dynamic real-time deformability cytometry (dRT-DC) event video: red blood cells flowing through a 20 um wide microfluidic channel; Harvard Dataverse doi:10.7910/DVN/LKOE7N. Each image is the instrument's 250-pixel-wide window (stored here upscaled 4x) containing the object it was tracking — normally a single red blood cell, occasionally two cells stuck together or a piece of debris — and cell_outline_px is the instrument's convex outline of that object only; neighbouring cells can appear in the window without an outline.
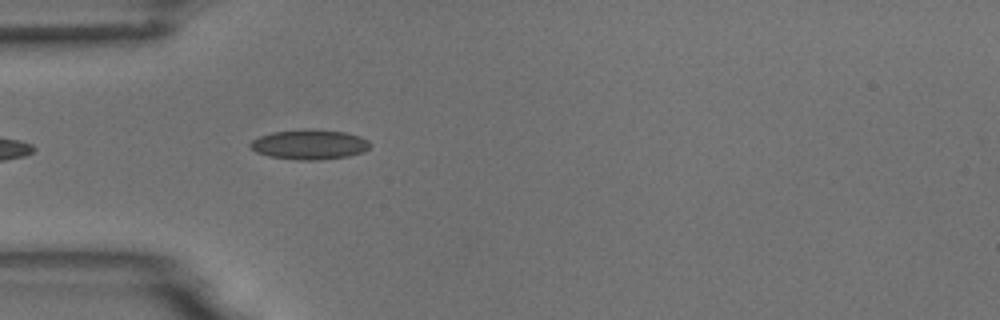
{"species": "common noctule bat (a hibernating species)", "species_latin": "Nyctalus noctula", "temperature_condition": "room temperature", "stored_images_in_passage": 4, "camera_frame_rate_fps": 3000, "um_per_image_px": 0.085, "animal": {"sex": "male", "body_mass_g": 18.8}, "frame": {"image": 1, "passage_image": 4, "time_ms": 4.333, "image_size_px": [1000, 320], "cell_outline_px": [[372, 144], [364, 152], [348, 156], [320, 160], [300, 160], [268, 156], [256, 152], [248, 148], [248, 144], [252, 140], [260, 136], [272, 132], [304, 128], [308, 128], [344, 132], [360, 136], [368, 140]], "centroid_in_image_um": [26.28, 12.27], "position_along_channel_um": 58.7, "area_um2": 21.15}}